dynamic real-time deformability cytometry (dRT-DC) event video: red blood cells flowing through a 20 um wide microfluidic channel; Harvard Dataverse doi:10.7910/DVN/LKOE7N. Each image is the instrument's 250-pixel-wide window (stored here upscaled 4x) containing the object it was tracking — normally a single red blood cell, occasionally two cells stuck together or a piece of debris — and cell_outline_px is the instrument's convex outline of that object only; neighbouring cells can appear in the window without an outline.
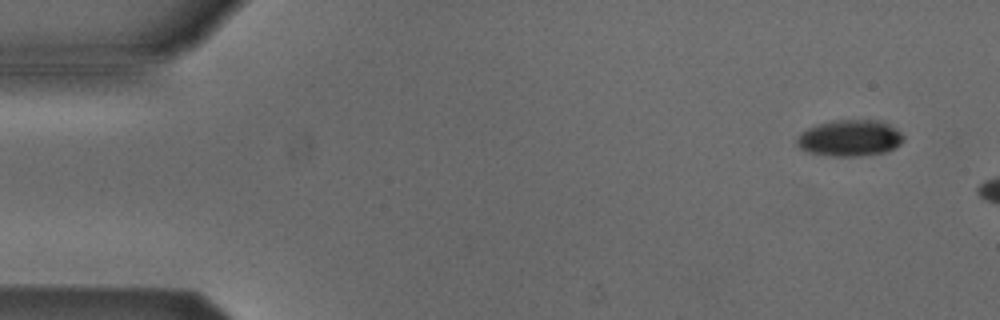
{"species": "Egyptian fruit bat (a non-hibernating species)", "species_latin": "Rousettus aegyptiacus", "temperature_condition": "cold", "stored_images_in_passage": 4, "camera_frame_rate_fps": 3000, "um_per_image_px": 0.085, "animal": {"sex": "male"}, "frame": {"image": 1, "passage_image": 1, "time_ms": 0.0, "image_size_px": [1000, 320], "cell_outline_px": [[904, 140], [900, 144], [884, 152], [856, 156], [832, 156], [804, 152], [796, 144], [796, 136], [800, 132], [808, 128], [832, 120], [880, 120], [888, 124], [900, 132], [904, 136]], "centroid_in_image_um": [72.18, 11.74], "position_along_channel_um": 12.8, "area_um2": 22.6}}